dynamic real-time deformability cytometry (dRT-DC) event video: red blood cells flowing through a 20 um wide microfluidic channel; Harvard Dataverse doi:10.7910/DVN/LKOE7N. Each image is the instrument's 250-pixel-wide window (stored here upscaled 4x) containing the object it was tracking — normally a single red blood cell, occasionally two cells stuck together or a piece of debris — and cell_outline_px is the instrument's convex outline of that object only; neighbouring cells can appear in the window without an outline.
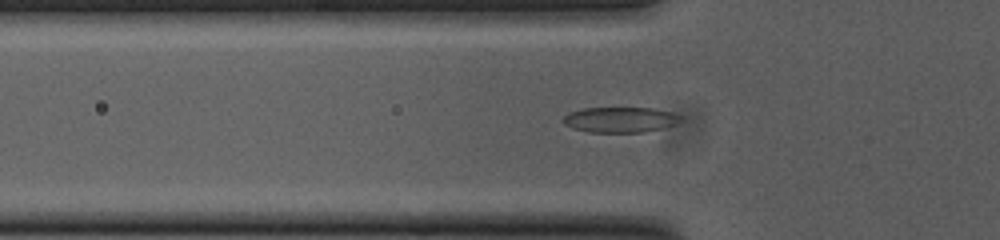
{"species": "common noctule bat (a hibernating species)", "species_latin": "Nyctalus noctula", "temperature_condition": "cold", "stored_images_in_passage": 46, "camera_frame_rate_fps": 3000, "um_per_image_px": 0.085, "animal": {"sex": "female", "body_mass_g": 23.0, "forearm_length_mm": 53.4}, "frame": {"image": 1, "passage_image": 10, "time_ms": 3.0, "image_size_px": [1000, 240], "cell_outline_px": [[680, 120], [676, 124], [644, 132], [588, 132], [572, 128], [564, 124], [564, 116], [568, 112], [584, 108], [652, 108], [672, 112], [680, 116]], "centroid_in_image_um": [52.69, 10.17], "position_along_channel_um": 73.1, "area_um2": 17.28}}
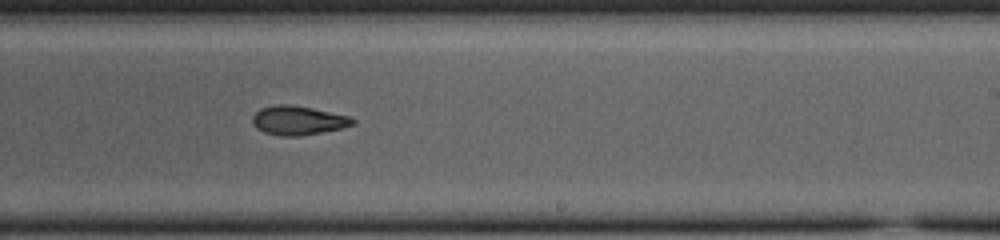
{"frame": {"image": 2, "passage_image": 25, "time_ms": 8.0, "image_size_px": [1000, 240], "cell_outline_px": [[356, 124], [344, 128], [300, 136], [280, 136], [264, 132], [256, 128], [252, 124], [252, 116], [260, 108], [276, 104], [288, 104], [312, 108], [348, 116], [356, 120]], "centroid_in_image_um": [25.33, 10.24], "position_along_channel_um": 263.7, "area_um2": 17.11}}
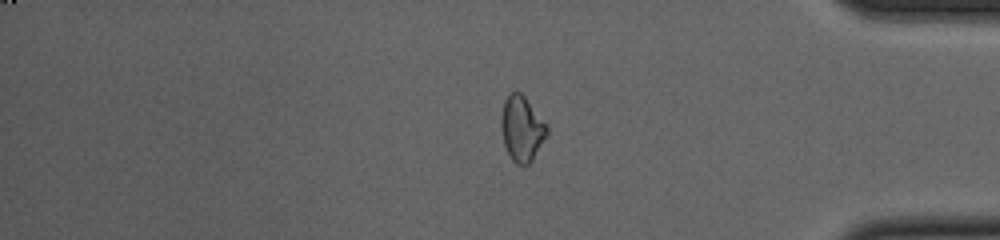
{"frame": {"image": 3, "passage_image": 37, "time_ms": 12.0, "image_size_px": [1000, 240], "cell_outline_px": [[548, 132], [532, 160], [528, 164], [516, 164], [512, 160], [504, 144], [500, 124], [500, 120], [504, 100], [512, 92], [520, 92], [524, 96], [548, 124]], "centroid_in_image_um": [44.35, 10.92], "position_along_channel_um": 390.8, "area_um2": 17.28}, "authors_computed_cell_mechanics": {"area_um2": 17.1955, "velocity_mm_per_s": 3.8045, "shape_relaxation_time_tau1_ms": null, "shape_relaxation_time_tau2_ms": 5.8244, "deformation_change_tau1": null, "deformation_change_tau2": 0.1196}}